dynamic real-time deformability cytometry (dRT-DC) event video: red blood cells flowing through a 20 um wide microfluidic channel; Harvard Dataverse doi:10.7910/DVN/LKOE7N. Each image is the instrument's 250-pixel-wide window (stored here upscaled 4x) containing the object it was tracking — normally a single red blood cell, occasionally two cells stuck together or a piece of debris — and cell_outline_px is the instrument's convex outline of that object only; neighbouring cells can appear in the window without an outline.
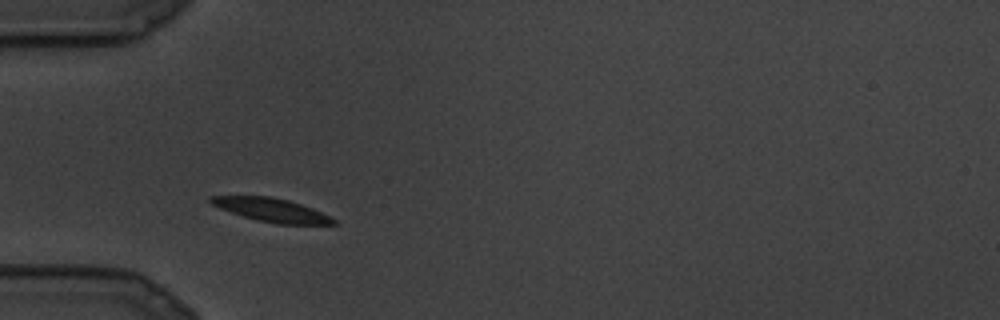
{"species": "common noctule bat (a hibernating species)", "species_latin": "Nyctalus noctula", "temperature_condition": "cold", "stored_images_in_passage": 10, "camera_frame_rate_fps": 3000, "um_per_image_px": 0.085, "animal": {"sex": "male", "body_mass_g": 19.5, "forearm_length_mm": 54.6}, "frame": {"image": 1, "passage_image": 2, "time_ms": 0.333, "image_size_px": [1000, 320], "cell_outline_px": [[336, 224], [280, 224], [256, 220], [220, 208], [212, 204], [208, 200], [208, 196], [272, 196], [288, 200], [312, 208], [336, 220]], "centroid_in_image_um": [23.06, 17.84], "position_along_channel_um": 61.9, "area_um2": 16.53}}
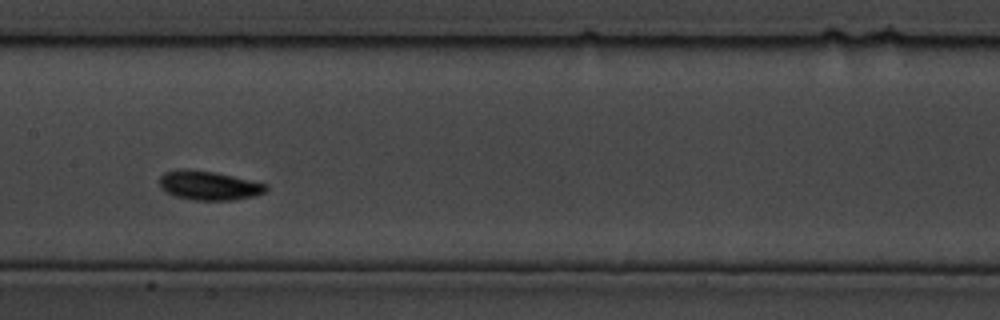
{"frame": {"image": 2, "passage_image": 7, "time_ms": 2.0, "image_size_px": [1000, 320], "cell_outline_px": [[268, 188], [264, 192], [252, 196], [228, 200], [196, 200], [176, 196], [160, 188], [160, 176], [164, 172], [180, 168], [188, 168], [216, 172], [268, 184]], "centroid_in_image_um": [17.73, 15.74], "position_along_channel_um": 189.7, "area_um2": 18.03}}
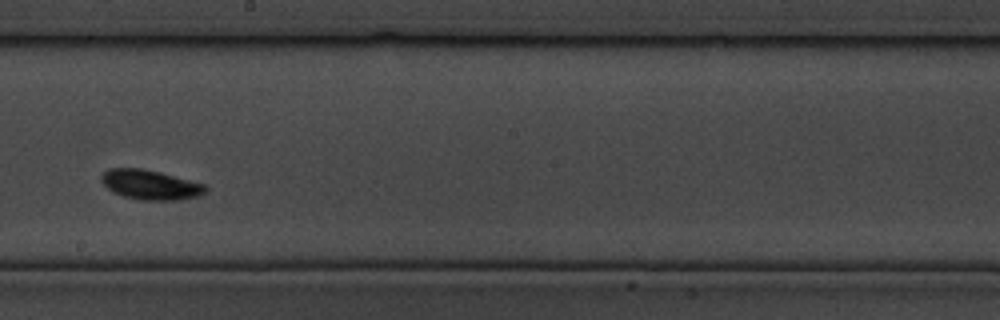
{"frame": {"image": 3, "passage_image": 9, "time_ms": 2.667, "image_size_px": [1000, 320], "cell_outline_px": [[208, 188], [204, 192], [196, 196], [180, 200], [140, 200], [124, 196], [112, 192], [100, 180], [100, 176], [108, 168], [140, 168], [160, 172], [204, 184]], "centroid_in_image_um": [12.74, 15.7], "position_along_channel_um": 235.5, "area_um2": 17.92}}